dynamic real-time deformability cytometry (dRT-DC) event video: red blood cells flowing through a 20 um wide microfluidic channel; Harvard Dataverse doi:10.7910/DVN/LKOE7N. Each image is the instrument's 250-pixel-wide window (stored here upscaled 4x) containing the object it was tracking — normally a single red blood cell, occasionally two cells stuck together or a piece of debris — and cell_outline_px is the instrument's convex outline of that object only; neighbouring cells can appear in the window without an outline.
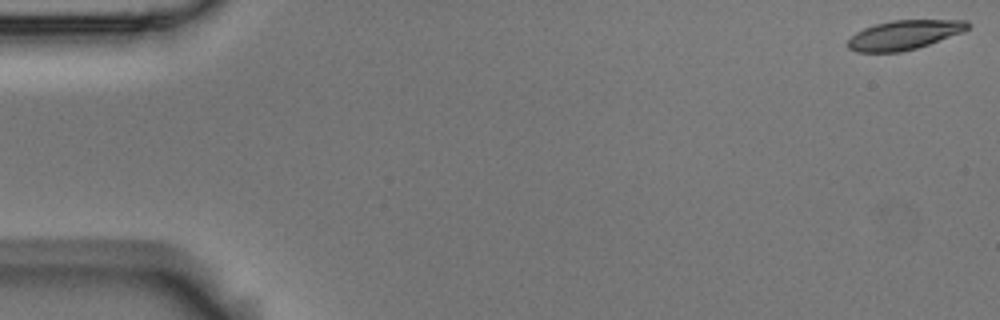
{"species": "Egyptian fruit bat (a non-hibernating species)", "species_latin": "Rousettus aegyptiacus", "temperature_condition": "room temperature", "stored_images_in_passage": 5, "camera_frame_rate_fps": 3000, "um_per_image_px": 0.085, "animal": {"sex": "male"}, "frame": {"image": 1, "passage_image": 1, "time_ms": 0.0, "image_size_px": [1000, 320], "cell_outline_px": [[968, 28], [964, 32], [916, 48], [900, 52], [856, 52], [848, 48], [848, 40], [856, 32], [864, 28], [876, 24], [892, 20], [968, 20]], "centroid_in_image_um": [76.85, 2.97], "position_along_channel_um": 8.2, "area_um2": 20.35}}
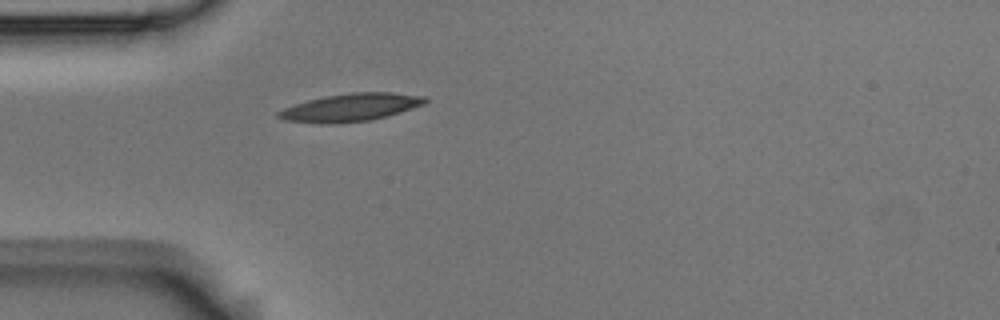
{"frame": {"image": 2, "passage_image": 5, "time_ms": 1.333, "image_size_px": [1000, 320], "cell_outline_px": [[428, 100], [424, 104], [412, 108], [384, 116], [368, 120], [332, 124], [320, 124], [284, 120], [276, 116], [276, 112], [284, 108], [308, 100], [324, 96], [352, 92], [392, 92], [424, 96]], "centroid_in_image_um": [29.76, 9.13], "position_along_channel_um": 55.2, "area_um2": 23.58}}